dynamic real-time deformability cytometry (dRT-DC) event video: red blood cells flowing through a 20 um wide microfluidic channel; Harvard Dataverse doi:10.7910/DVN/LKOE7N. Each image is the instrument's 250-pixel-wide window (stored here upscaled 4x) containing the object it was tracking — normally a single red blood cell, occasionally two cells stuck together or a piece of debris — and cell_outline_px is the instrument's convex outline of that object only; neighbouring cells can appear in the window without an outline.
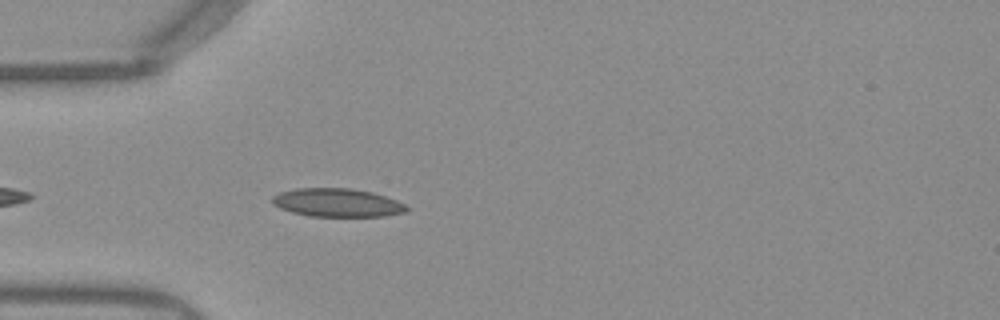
{"species": "Egyptian fruit bat (a non-hibernating species)", "species_latin": "Rousettus aegyptiacus", "temperature_condition": "warm", "stored_images_in_passage": 7, "camera_frame_rate_fps": 3000, "um_per_image_px": 0.085, "frame": {"image": 1, "passage_image": 4, "time_ms": 1.0, "image_size_px": [1000, 320], "cell_outline_px": [[408, 208], [404, 212], [384, 216], [308, 216], [292, 212], [280, 208], [272, 204], [272, 196], [280, 192], [296, 188], [352, 188], [372, 192], [396, 200], [404, 204]], "centroid_in_image_um": [28.62, 17.22], "position_along_channel_um": 56.4, "area_um2": 22.14}}